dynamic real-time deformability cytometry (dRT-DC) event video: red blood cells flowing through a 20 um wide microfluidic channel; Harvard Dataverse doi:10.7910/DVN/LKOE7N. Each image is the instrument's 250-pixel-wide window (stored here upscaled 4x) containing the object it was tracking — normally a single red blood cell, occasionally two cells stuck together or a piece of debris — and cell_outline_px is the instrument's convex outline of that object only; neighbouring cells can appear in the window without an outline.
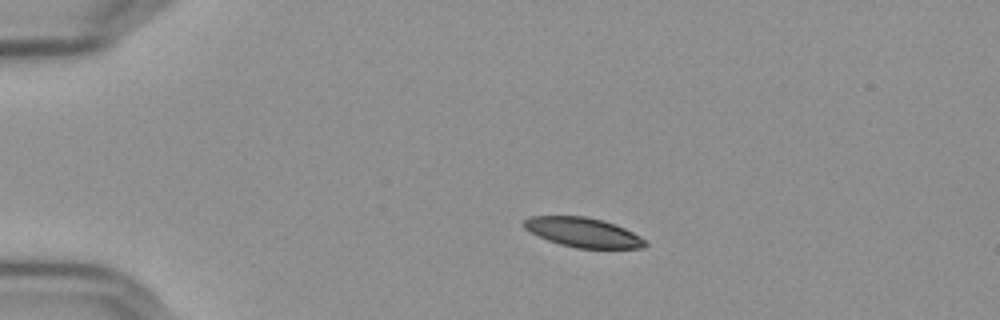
{"species": "Egyptian fruit bat (a non-hibernating species)", "species_latin": "Rousettus aegyptiacus", "temperature_condition": "cold", "stored_images_in_passage": 45, "camera_frame_rate_fps": 3000, "um_per_image_px": 0.085, "frame": {"image": 1, "passage_image": 1, "time_ms": 0.0, "image_size_px": [1000, 320], "cell_outline_px": [[648, 244], [644, 248], [576, 248], [560, 244], [548, 240], [524, 228], [520, 224], [528, 216], [584, 216], [604, 220], [616, 224], [640, 236]], "centroid_in_image_um": [49.55, 19.74], "position_along_channel_um": 35.4, "area_um2": 20.87}}
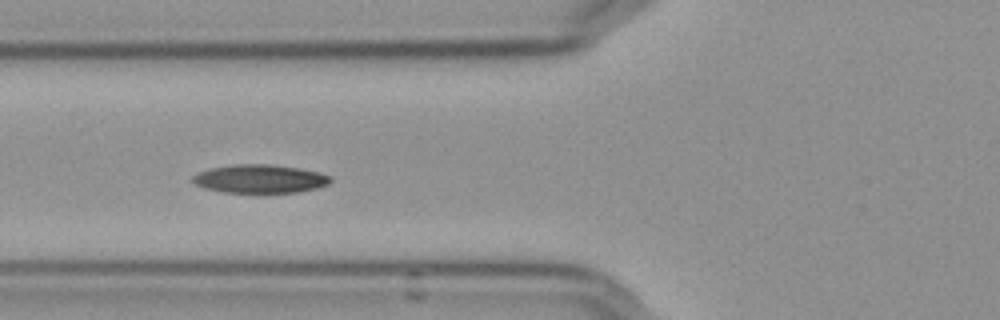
{"frame": {"image": 2, "passage_image": 11, "time_ms": 3.333, "image_size_px": [1000, 320], "cell_outline_px": [[332, 180], [328, 184], [316, 188], [300, 192], [224, 192], [204, 188], [196, 184], [192, 180], [192, 176], [200, 172], [212, 168], [232, 164], [272, 164], [300, 168], [320, 172], [332, 176]], "centroid_in_image_um": [22.14, 15.19], "position_along_channel_um": 103.7, "area_um2": 22.83}}
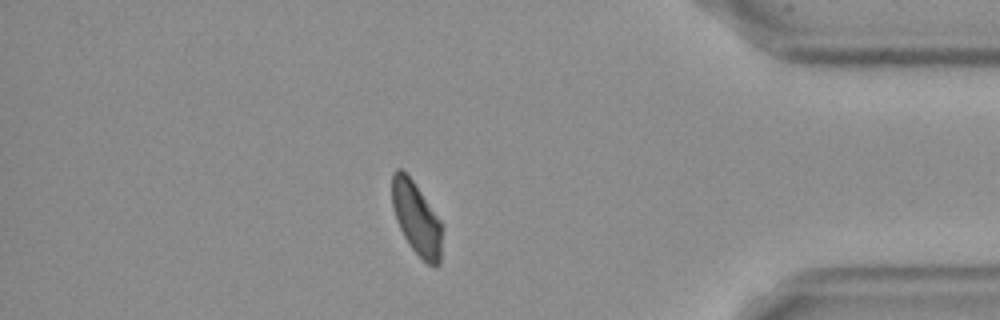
{"frame": {"image": 3, "passage_image": 38, "time_ms": 12.333, "image_size_px": [1000, 320], "cell_outline_px": [[440, 264], [428, 264], [408, 244], [396, 220], [392, 208], [392, 176], [396, 168], [400, 168], [412, 180], [440, 220]], "centroid_in_image_um": [35.35, 18.54], "position_along_channel_um": 399.8, "area_um2": 20.52}, "authors_computed_cell_mechanics": {"area_um2": 22.7732, "velocity_mm_per_s": 3.6096, "shape_relaxation_time_tau1_ms": 3.7597, "shape_relaxation_time_tau2_ms": null, "deformation_change_tau1": 0.1242, "deformation_change_tau2": null}}